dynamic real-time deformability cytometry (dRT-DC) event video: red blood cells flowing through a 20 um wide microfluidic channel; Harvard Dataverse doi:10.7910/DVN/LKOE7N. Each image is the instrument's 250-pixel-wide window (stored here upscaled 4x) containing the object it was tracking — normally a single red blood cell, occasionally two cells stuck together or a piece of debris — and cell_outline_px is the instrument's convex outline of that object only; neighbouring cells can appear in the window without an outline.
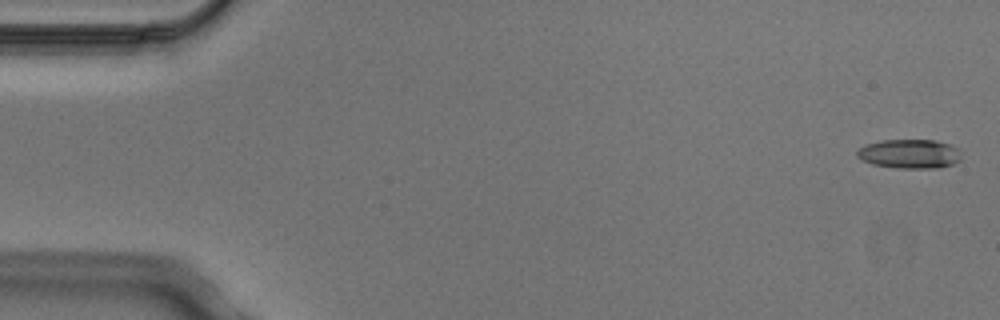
{"species": "Egyptian fruit bat (a non-hibernating species)", "species_latin": "Rousettus aegyptiacus", "temperature_condition": "cold", "stored_images_in_passage": 7, "camera_frame_rate_fps": 3000, "um_per_image_px": 0.085, "animal": {"sex": "male"}, "frame": {"image": 1, "passage_image": 1, "time_ms": 0.0, "image_size_px": [1000, 320], "cell_outline_px": [[960, 160], [952, 164], [940, 168], [896, 168], [872, 164], [856, 156], [856, 152], [860, 148], [868, 144], [884, 140], [936, 140], [952, 144], [960, 148]], "centroid_in_image_um": [77.37, 13.07], "position_along_channel_um": 7.6, "area_um2": 17.8}}
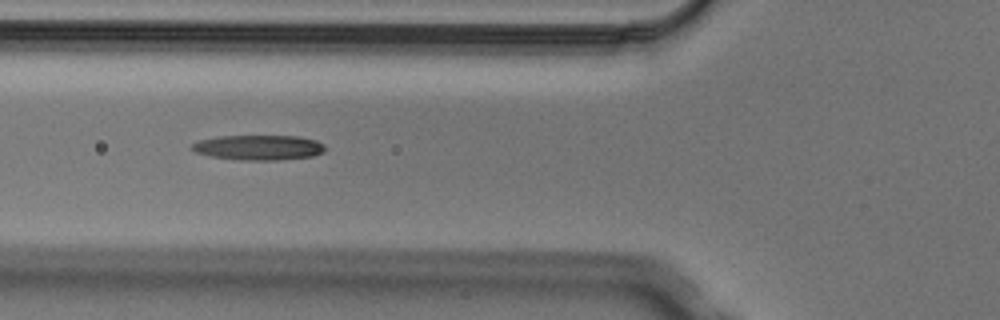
{"frame": {"image": 2, "passage_image": 5, "time_ms": 1.333, "image_size_px": [1000, 320], "cell_outline_px": [[328, 148], [324, 152], [312, 156], [276, 160], [240, 160], [212, 156], [196, 152], [192, 148], [192, 144], [200, 140], [220, 136], [300, 136], [316, 140], [324, 144]], "centroid_in_image_um": [22.06, 12.53], "position_along_channel_um": 103.7, "area_um2": 19.36}}
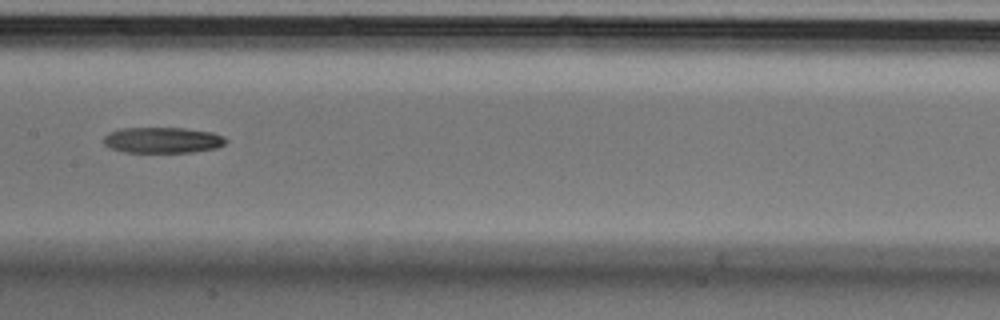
{"frame": {"image": 3, "passage_image": 7, "time_ms": 2.0, "image_size_px": [1000, 320], "cell_outline_px": [[228, 140], [224, 144], [216, 148], [192, 152], [124, 152], [108, 148], [104, 144], [104, 136], [108, 132], [120, 128], [184, 128], [212, 132], [224, 136]], "centroid_in_image_um": [13.8, 11.91], "position_along_channel_um": 193.6, "area_um2": 18.55}}